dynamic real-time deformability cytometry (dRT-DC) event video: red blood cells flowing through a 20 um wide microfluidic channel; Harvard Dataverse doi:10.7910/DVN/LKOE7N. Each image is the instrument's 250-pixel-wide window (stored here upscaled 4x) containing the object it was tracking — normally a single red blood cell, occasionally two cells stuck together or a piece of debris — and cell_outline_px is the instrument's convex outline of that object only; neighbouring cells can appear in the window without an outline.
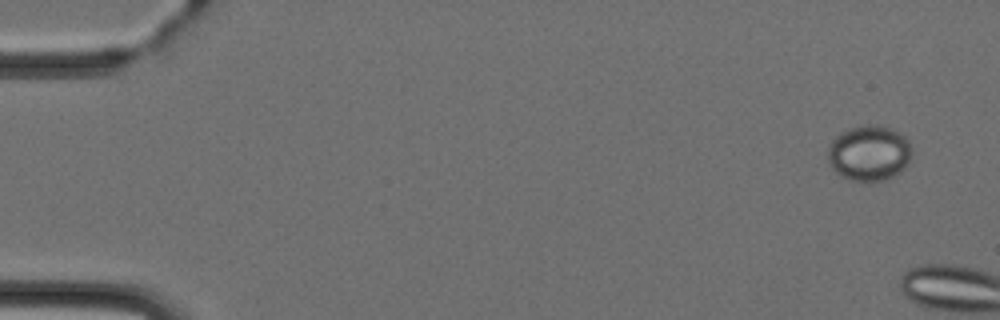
{"species": "Egyptian fruit bat (a non-hibernating species)", "species_latin": "Rousettus aegyptiacus", "temperature_condition": "cold", "stored_images_in_passage": 7, "camera_frame_rate_fps": 3000, "um_per_image_px": 0.085, "animal": {"sex": "female"}, "frame": {"image": 1, "passage_image": 1, "time_ms": 0.0, "image_size_px": [1000, 320], "cell_outline_px": [[912, 156], [908, 164], [900, 172], [884, 180], [848, 180], [840, 176], [832, 168], [828, 160], [828, 144], [840, 132], [848, 128], [872, 124], [876, 124], [892, 128], [900, 132], [908, 140], [912, 148]], "centroid_in_image_um": [73.88, 12.99], "position_along_channel_um": 11.1, "area_um2": 27.46}}